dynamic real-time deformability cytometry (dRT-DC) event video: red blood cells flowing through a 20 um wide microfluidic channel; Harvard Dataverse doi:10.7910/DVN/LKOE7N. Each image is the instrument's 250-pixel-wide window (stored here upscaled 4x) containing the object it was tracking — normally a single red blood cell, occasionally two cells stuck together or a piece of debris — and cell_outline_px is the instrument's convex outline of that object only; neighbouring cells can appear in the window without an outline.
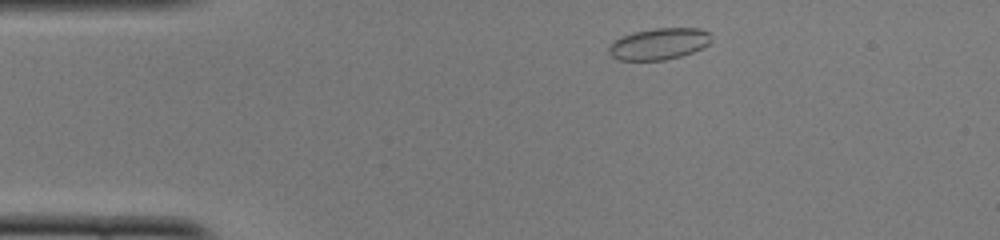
{"species": "common noctule bat (a hibernating species)", "species_latin": "Nyctalus noctula", "temperature_condition": "cold", "stored_images_in_passage": 44, "camera_frame_rate_fps": 3000, "um_per_image_px": 0.085, "animal": {"sex": "female", "body_mass_g": 22.0, "forearm_length_mm": 56.7}, "frame": {"image": 1, "passage_image": 3, "time_ms": 0.667, "image_size_px": [1000, 240], "cell_outline_px": [[708, 44], [692, 52], [680, 56], [664, 60], [616, 60], [608, 52], [608, 48], [616, 40], [632, 32], [656, 28], [700, 28], [708, 32]], "centroid_in_image_um": [55.97, 3.73], "position_along_channel_um": 29.0, "area_um2": 18.44}}
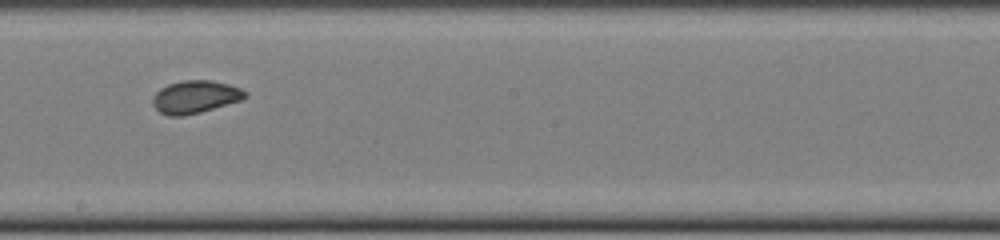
{"frame": {"image": 2, "passage_image": 22, "time_ms": 7.0, "image_size_px": [1000, 240], "cell_outline_px": [[248, 96], [244, 100], [200, 112], [184, 116], [168, 116], [160, 112], [152, 104], [152, 100], [156, 92], [160, 88], [168, 84], [184, 80], [212, 80], [228, 84], [240, 88], [248, 92]], "centroid_in_image_um": [16.63, 8.24], "position_along_channel_um": 231.6, "area_um2": 17.8}}
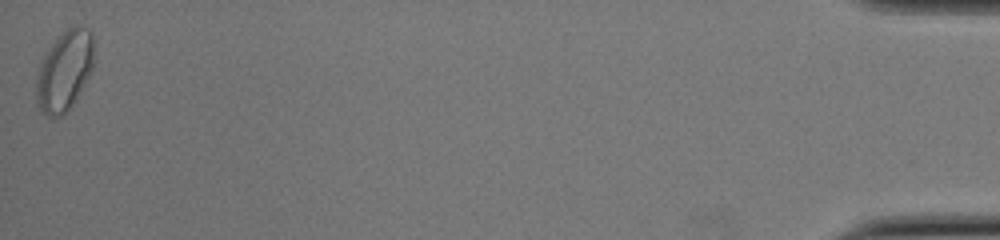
{"frame": {"image": 3, "passage_image": 44, "time_ms": 14.333, "image_size_px": [1000, 240], "cell_outline_px": [[92, 72], [76, 100], [60, 116], [48, 116], [40, 108], [36, 100], [36, 76], [40, 64], [48, 48], [72, 24], [80, 24], [88, 28], [92, 32]], "centroid_in_image_um": [5.49, 5.99], "position_along_channel_um": 429.7, "area_um2": 26.7}, "authors_computed_cell_mechanics": {"area_um2": 18.207, "velocity_mm_per_s": 3.9958, "shape_relaxation_time_tau1_ms": 4.6705, "shape_relaxation_time_tau2_ms": null, "deformation_change_tau1": 0.0945, "deformation_change_tau2": null}}